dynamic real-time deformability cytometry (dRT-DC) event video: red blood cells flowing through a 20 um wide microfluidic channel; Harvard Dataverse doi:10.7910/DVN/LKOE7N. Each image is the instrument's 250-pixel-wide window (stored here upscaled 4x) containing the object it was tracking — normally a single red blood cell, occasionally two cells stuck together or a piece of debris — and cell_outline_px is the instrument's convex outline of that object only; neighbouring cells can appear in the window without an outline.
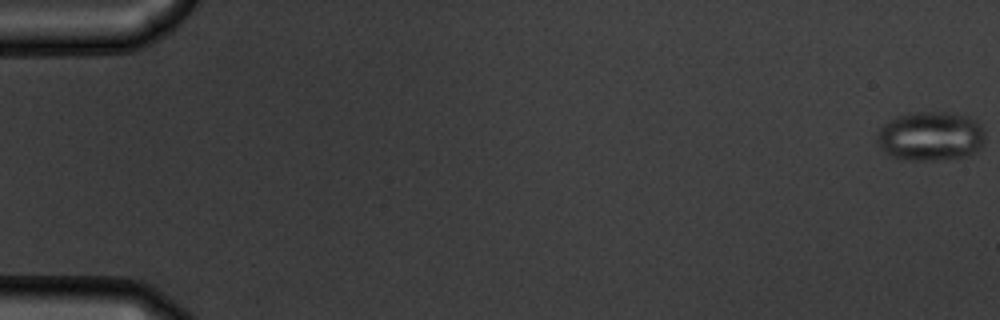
{"species": "common noctule bat (a hibernating species)", "species_latin": "Nyctalus noctula", "temperature_condition": "warm", "stored_images_in_passage": 18, "camera_frame_rate_fps": 3000, "um_per_image_px": 0.085, "animal": {"sex": "male", "body_mass_g": 19.5, "forearm_length_mm": 54.6}, "frame": {"image": 1, "passage_image": 1, "time_ms": 0.0, "image_size_px": [1000, 320], "cell_outline_px": [[984, 144], [976, 152], [964, 156], [936, 160], [912, 160], [892, 156], [884, 152], [880, 148], [876, 140], [876, 132], [884, 124], [896, 116], [912, 112], [948, 112], [964, 116], [976, 120], [984, 128]], "centroid_in_image_um": [79.09, 11.57], "position_along_channel_um": 5.9, "area_um2": 31.15}}